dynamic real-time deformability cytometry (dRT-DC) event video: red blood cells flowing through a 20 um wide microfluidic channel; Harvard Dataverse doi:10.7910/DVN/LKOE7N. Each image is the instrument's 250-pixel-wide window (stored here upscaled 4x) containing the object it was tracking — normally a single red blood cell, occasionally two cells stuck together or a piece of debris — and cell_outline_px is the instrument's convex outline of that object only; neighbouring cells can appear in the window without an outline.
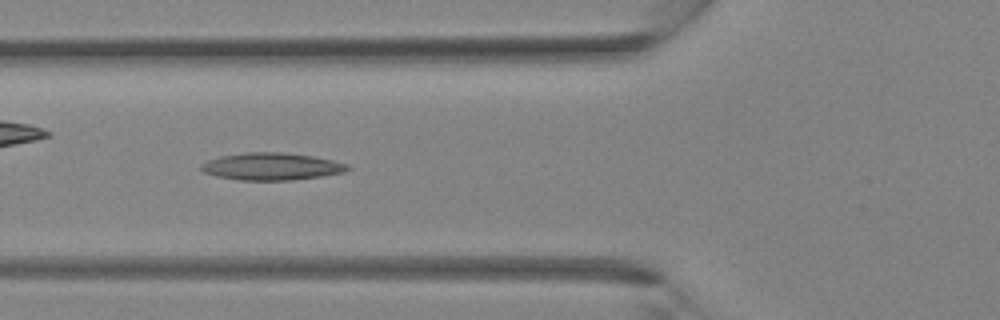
{"species": "Egyptian fruit bat (a non-hibernating species)", "species_latin": "Rousettus aegyptiacus", "temperature_condition": "room temperature", "stored_images_in_passage": 27, "camera_frame_rate_fps": 3000, "um_per_image_px": 0.085, "animal": {"sex": "female"}, "frame": {"image": 1, "passage_image": 7, "time_ms": 2.0, "image_size_px": [1000, 320], "cell_outline_px": [[352, 168], [344, 172], [320, 176], [292, 180], [240, 180], [216, 176], [204, 172], [200, 168], [200, 164], [208, 160], [220, 156], [244, 152], [284, 152], [312, 156], [332, 160], [348, 164]], "centroid_in_image_um": [23.07, 14.14], "position_along_channel_um": 102.7, "area_um2": 23.29}}
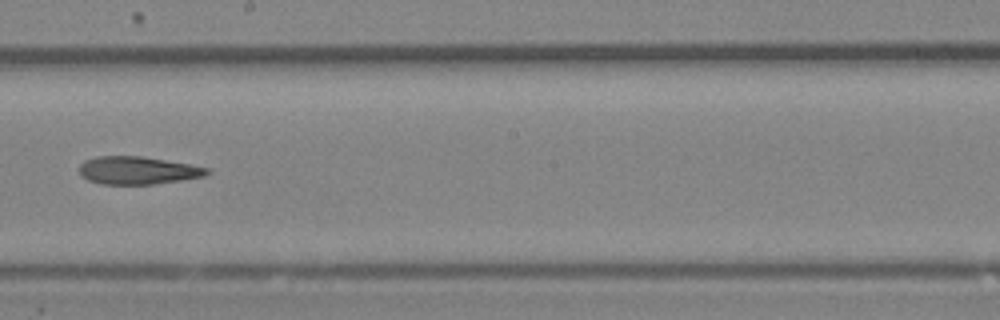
{"frame": {"image": 2, "passage_image": 14, "time_ms": 4.333, "image_size_px": [1000, 320], "cell_outline_px": [[212, 172], [204, 176], [180, 180], [152, 184], [100, 184], [88, 180], [80, 176], [80, 164], [84, 160], [96, 156], [140, 156], [188, 164], [208, 168]], "centroid_in_image_um": [11.66, 14.48], "position_along_channel_um": 236.5, "area_um2": 20.58}}
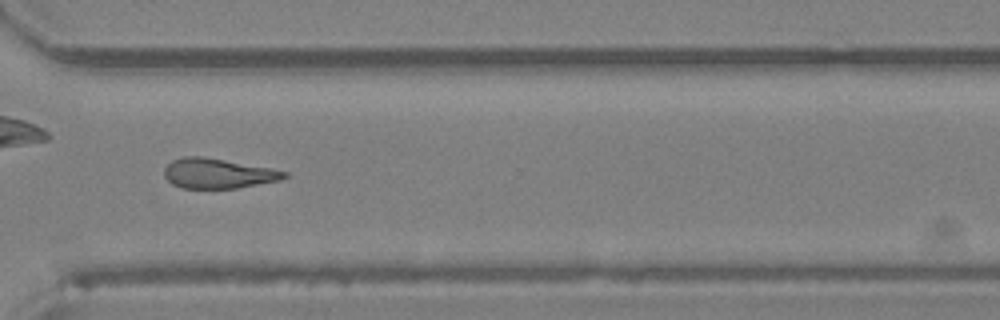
{"frame": {"image": 3, "passage_image": 20, "time_ms": 6.333, "image_size_px": [1000, 320], "cell_outline_px": [[288, 176], [280, 180], [236, 188], [180, 188], [172, 184], [164, 176], [164, 168], [172, 160], [184, 156], [200, 156], [272, 168], [288, 172]], "centroid_in_image_um": [18.51, 14.74], "position_along_channel_um": 352.1, "area_um2": 20.87}}